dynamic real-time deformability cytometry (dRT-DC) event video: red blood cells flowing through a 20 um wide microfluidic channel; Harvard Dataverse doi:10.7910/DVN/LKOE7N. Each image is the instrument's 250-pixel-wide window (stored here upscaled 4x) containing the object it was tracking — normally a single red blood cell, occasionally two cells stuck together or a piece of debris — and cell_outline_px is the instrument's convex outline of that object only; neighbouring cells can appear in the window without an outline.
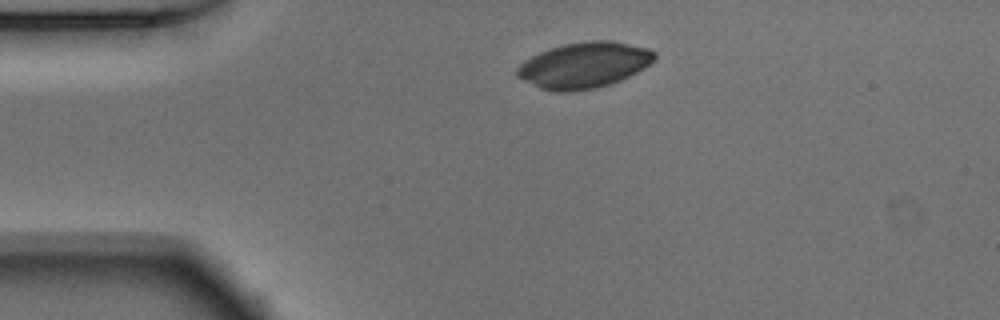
{"species": "Egyptian fruit bat (a non-hibernating species)", "species_latin": "Rousettus aegyptiacus", "temperature_condition": "warm", "stored_images_in_passage": 36, "camera_frame_rate_fps": 3000, "um_per_image_px": 0.085, "animal": {"sex": "male"}, "frame": {"image": 1, "passage_image": 1, "time_ms": 0.0, "image_size_px": [1000, 320], "cell_outline_px": [[656, 60], [644, 68], [620, 80], [596, 88], [572, 92], [552, 92], [540, 88], [516, 76], [516, 68], [524, 60], [540, 52], [564, 44], [588, 40], [612, 40], [648, 48], [656, 52]], "centroid_in_image_um": [49.65, 5.54], "position_along_channel_um": 35.3, "area_um2": 36.82}}
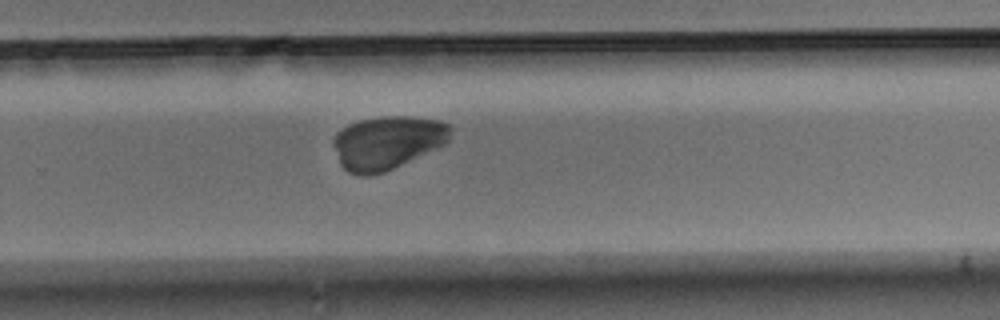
{"frame": {"image": 2, "passage_image": 24, "time_ms": 7.667, "image_size_px": [1000, 320], "cell_outline_px": [[452, 128], [448, 140], [444, 144], [436, 148], [384, 172], [368, 176], [360, 176], [348, 172], [340, 164], [332, 144], [332, 140], [336, 132], [348, 124], [360, 120], [380, 116], [416, 116], [440, 120], [452, 124]], "centroid_in_image_um": [32.91, 12.09], "position_along_channel_um": 296.9, "area_um2": 36.65}}
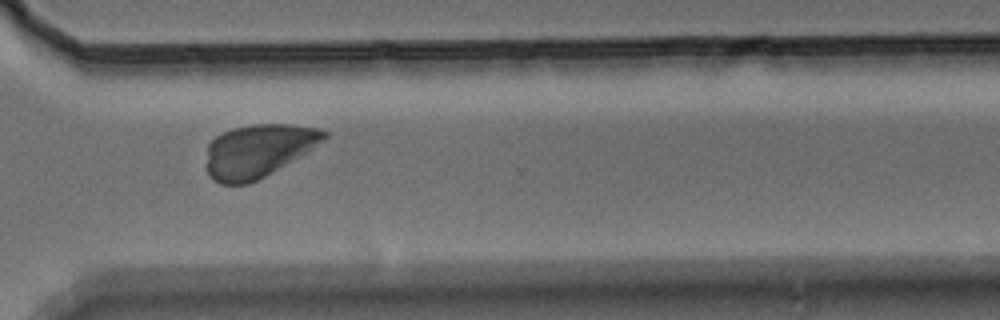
{"frame": {"image": 3, "passage_image": 28, "time_ms": 9.0, "image_size_px": [1000, 320], "cell_outline_px": [[328, 136], [324, 140], [312, 148], [264, 176], [248, 184], [220, 184], [212, 180], [208, 176], [208, 144], [216, 136], [232, 128], [252, 124], [292, 124], [320, 128], [328, 132]], "centroid_in_image_um": [21.94, 12.79], "position_along_channel_um": 348.7, "area_um2": 35.95}}